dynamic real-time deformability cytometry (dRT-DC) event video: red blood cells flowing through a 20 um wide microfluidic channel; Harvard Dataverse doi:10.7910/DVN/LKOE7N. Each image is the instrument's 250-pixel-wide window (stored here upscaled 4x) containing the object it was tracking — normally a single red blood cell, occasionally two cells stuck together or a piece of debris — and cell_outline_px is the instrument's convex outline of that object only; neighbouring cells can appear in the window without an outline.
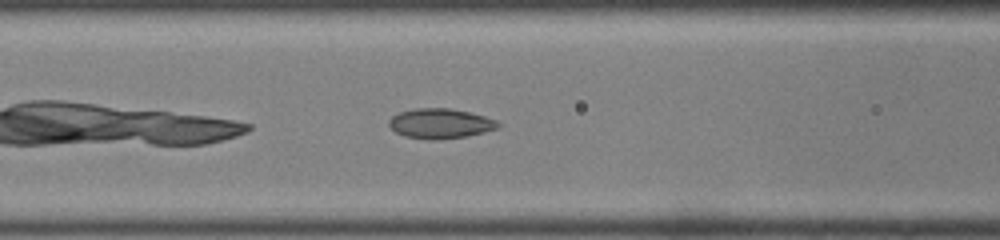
{"species": "common noctule bat (a hibernating species)", "species_latin": "Nyctalus noctula", "temperature_condition": "room temperature", "stored_images_in_passage": 32, "camera_frame_rate_fps": 3000, "um_per_image_px": 0.085, "animal": {"sex": "male", "body_mass_g": 19.0, "forearm_length_mm": 50.8}, "frame": {"image": 1, "passage_image": 7, "time_ms": 2.0, "image_size_px": [1000, 240], "cell_outline_px": [[500, 128], [468, 136], [436, 140], [432, 140], [404, 136], [396, 132], [388, 124], [388, 120], [392, 116], [400, 112], [416, 108], [448, 108], [472, 112], [496, 120], [500, 124]], "centroid_in_image_um": [37.44, 10.5], "position_along_channel_um": 129.2, "area_um2": 19.13}}
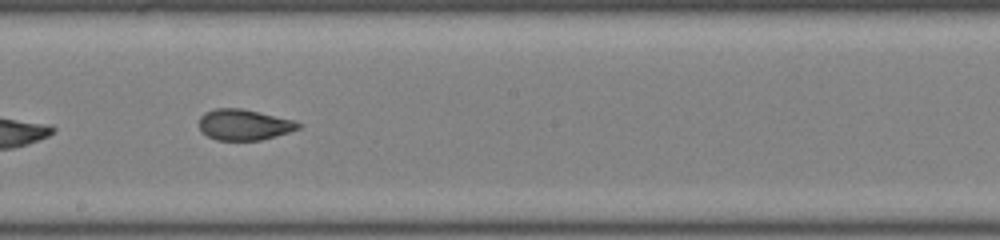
{"frame": {"image": 2, "passage_image": 14, "time_ms": 4.333, "image_size_px": [1000, 240], "cell_outline_px": [[300, 128], [288, 132], [260, 140], [216, 140], [208, 136], [200, 128], [200, 116], [204, 112], [216, 108], [240, 108], [296, 120], [300, 124]], "centroid_in_image_um": [20.74, 10.59], "position_along_channel_um": 227.5, "area_um2": 17.69}}
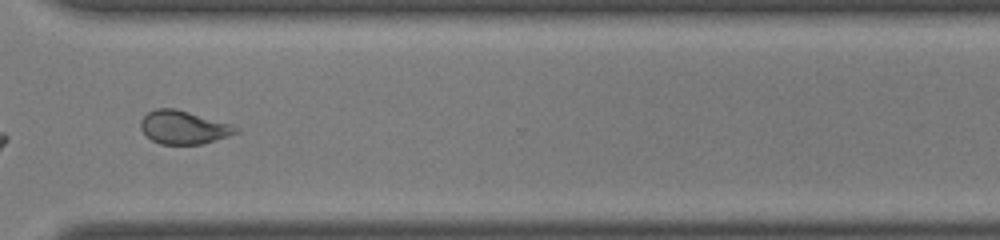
{"frame": {"image": 3, "passage_image": 23, "time_ms": 7.333, "image_size_px": [1000, 240], "cell_outline_px": [[240, 132], [204, 144], [160, 144], [152, 140], [140, 128], [140, 120], [148, 112], [156, 108], [176, 108], [232, 124], [240, 128]], "centroid_in_image_um": [15.63, 10.82], "position_along_channel_um": 355.0, "area_um2": 18.61}, "authors_computed_cell_mechanics": {"area_um2": 18.8717, "velocity_mm_per_s": 4.225, "shape_relaxation_time_tau1_ms": 4.3676, "shape_relaxation_time_tau2_ms": 1.5692, "deformation_change_tau1": 0.1148, "deformation_change_tau2": 0.0712}}